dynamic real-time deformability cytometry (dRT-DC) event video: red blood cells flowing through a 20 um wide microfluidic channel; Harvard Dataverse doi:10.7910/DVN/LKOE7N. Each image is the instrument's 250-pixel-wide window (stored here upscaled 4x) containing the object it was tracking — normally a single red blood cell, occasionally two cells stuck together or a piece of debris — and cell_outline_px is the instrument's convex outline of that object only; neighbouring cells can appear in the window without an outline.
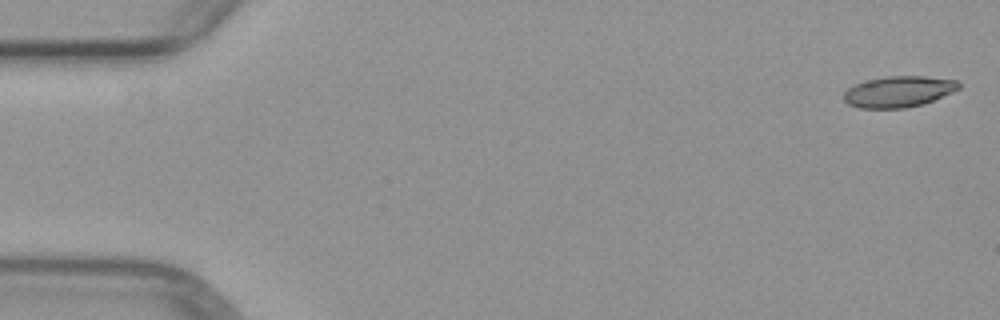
{"species": "common noctule bat (a hibernating species)", "species_latin": "Nyctalus noctula", "temperature_condition": "warm", "stored_images_in_passage": 6, "segment_of_instrument_passage": [1, 2], "camera_frame_rate_fps": 3000, "um_per_image_px": 0.085, "animal": {"sex": "female", "body_mass_g": 29.2, "forearm_length_mm": 56.3}, "frame": {"image": 1, "passage_image": 1, "time_ms": 0.0, "image_size_px": [1000, 320], "cell_outline_px": [[960, 88], [952, 92], [924, 104], [904, 108], [860, 108], [848, 104], [844, 100], [844, 92], [848, 88], [856, 84], [868, 80], [888, 76], [924, 76], [956, 80], [960, 84]], "centroid_in_image_um": [76.38, 7.79], "position_along_channel_um": 8.6, "area_um2": 20.69}}
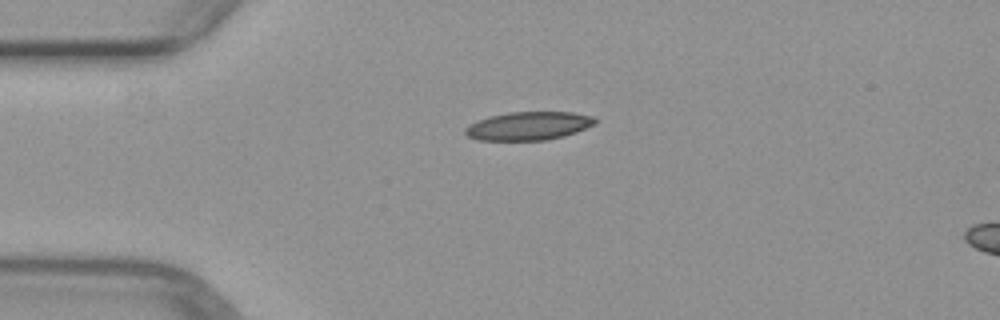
{"frame": {"image": 2, "passage_image": 4, "time_ms": 3.667, "image_size_px": [1000, 320], "cell_outline_px": [[596, 124], [576, 132], [564, 136], [544, 140], [480, 140], [468, 136], [464, 132], [464, 128], [488, 116], [508, 112], [572, 112], [592, 116], [596, 120]], "centroid_in_image_um": [44.95, 10.7], "position_along_channel_um": 40.1, "area_um2": 21.33}}